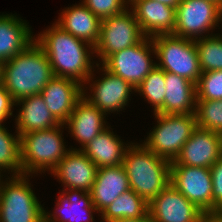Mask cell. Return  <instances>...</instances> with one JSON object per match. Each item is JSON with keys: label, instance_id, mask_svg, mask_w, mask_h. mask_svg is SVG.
Listing matches in <instances>:
<instances>
[{"label": "cell", "instance_id": "cell-12", "mask_svg": "<svg viewBox=\"0 0 222 222\" xmlns=\"http://www.w3.org/2000/svg\"><path fill=\"white\" fill-rule=\"evenodd\" d=\"M170 184L206 215L213 214L210 168L171 165Z\"/></svg>", "mask_w": 222, "mask_h": 222}, {"label": "cell", "instance_id": "cell-28", "mask_svg": "<svg viewBox=\"0 0 222 222\" xmlns=\"http://www.w3.org/2000/svg\"><path fill=\"white\" fill-rule=\"evenodd\" d=\"M135 92H139L151 104L154 113H158L164 106L165 71L155 67L139 84Z\"/></svg>", "mask_w": 222, "mask_h": 222}, {"label": "cell", "instance_id": "cell-14", "mask_svg": "<svg viewBox=\"0 0 222 222\" xmlns=\"http://www.w3.org/2000/svg\"><path fill=\"white\" fill-rule=\"evenodd\" d=\"M153 222H201L206 215L169 184L150 203Z\"/></svg>", "mask_w": 222, "mask_h": 222}, {"label": "cell", "instance_id": "cell-26", "mask_svg": "<svg viewBox=\"0 0 222 222\" xmlns=\"http://www.w3.org/2000/svg\"><path fill=\"white\" fill-rule=\"evenodd\" d=\"M149 204L132 189L123 192L114 202L108 205L100 214V222H112L117 219H134L145 216Z\"/></svg>", "mask_w": 222, "mask_h": 222}, {"label": "cell", "instance_id": "cell-7", "mask_svg": "<svg viewBox=\"0 0 222 222\" xmlns=\"http://www.w3.org/2000/svg\"><path fill=\"white\" fill-rule=\"evenodd\" d=\"M154 116L158 124L153 127L143 144L158 156L174 161L197 127L195 113H154Z\"/></svg>", "mask_w": 222, "mask_h": 222}, {"label": "cell", "instance_id": "cell-6", "mask_svg": "<svg viewBox=\"0 0 222 222\" xmlns=\"http://www.w3.org/2000/svg\"><path fill=\"white\" fill-rule=\"evenodd\" d=\"M156 66L165 72H171L188 79L197 85L201 68L195 40L174 36L172 34L153 36Z\"/></svg>", "mask_w": 222, "mask_h": 222}, {"label": "cell", "instance_id": "cell-19", "mask_svg": "<svg viewBox=\"0 0 222 222\" xmlns=\"http://www.w3.org/2000/svg\"><path fill=\"white\" fill-rule=\"evenodd\" d=\"M104 114L98 107L90 103L85 97H81L67 121L65 128L69 129L71 137L75 138L81 145L80 150L85 147L95 136L103 132L107 126ZM68 126V127H67Z\"/></svg>", "mask_w": 222, "mask_h": 222}, {"label": "cell", "instance_id": "cell-21", "mask_svg": "<svg viewBox=\"0 0 222 222\" xmlns=\"http://www.w3.org/2000/svg\"><path fill=\"white\" fill-rule=\"evenodd\" d=\"M130 189L123 165L98 168L90 191L92 204L101 213L123 192Z\"/></svg>", "mask_w": 222, "mask_h": 222}, {"label": "cell", "instance_id": "cell-38", "mask_svg": "<svg viewBox=\"0 0 222 222\" xmlns=\"http://www.w3.org/2000/svg\"><path fill=\"white\" fill-rule=\"evenodd\" d=\"M218 22H220V24H222V3L219 4ZM221 28H222V25H221ZM217 35L222 38V34H217Z\"/></svg>", "mask_w": 222, "mask_h": 222}, {"label": "cell", "instance_id": "cell-15", "mask_svg": "<svg viewBox=\"0 0 222 222\" xmlns=\"http://www.w3.org/2000/svg\"><path fill=\"white\" fill-rule=\"evenodd\" d=\"M69 149L66 156L49 173L53 174L65 189L90 192L98 167L79 148Z\"/></svg>", "mask_w": 222, "mask_h": 222}, {"label": "cell", "instance_id": "cell-32", "mask_svg": "<svg viewBox=\"0 0 222 222\" xmlns=\"http://www.w3.org/2000/svg\"><path fill=\"white\" fill-rule=\"evenodd\" d=\"M82 3L100 20L120 14L129 8V0H83Z\"/></svg>", "mask_w": 222, "mask_h": 222}, {"label": "cell", "instance_id": "cell-2", "mask_svg": "<svg viewBox=\"0 0 222 222\" xmlns=\"http://www.w3.org/2000/svg\"><path fill=\"white\" fill-rule=\"evenodd\" d=\"M2 84L14 102L40 94L54 77L43 48L34 41L24 51L2 64Z\"/></svg>", "mask_w": 222, "mask_h": 222}, {"label": "cell", "instance_id": "cell-3", "mask_svg": "<svg viewBox=\"0 0 222 222\" xmlns=\"http://www.w3.org/2000/svg\"><path fill=\"white\" fill-rule=\"evenodd\" d=\"M122 165L130 189L148 204L170 184L171 162L150 151L143 143L131 142Z\"/></svg>", "mask_w": 222, "mask_h": 222}, {"label": "cell", "instance_id": "cell-37", "mask_svg": "<svg viewBox=\"0 0 222 222\" xmlns=\"http://www.w3.org/2000/svg\"><path fill=\"white\" fill-rule=\"evenodd\" d=\"M155 1L176 9L181 0H155Z\"/></svg>", "mask_w": 222, "mask_h": 222}, {"label": "cell", "instance_id": "cell-30", "mask_svg": "<svg viewBox=\"0 0 222 222\" xmlns=\"http://www.w3.org/2000/svg\"><path fill=\"white\" fill-rule=\"evenodd\" d=\"M196 125L222 134V100H196Z\"/></svg>", "mask_w": 222, "mask_h": 222}, {"label": "cell", "instance_id": "cell-13", "mask_svg": "<svg viewBox=\"0 0 222 222\" xmlns=\"http://www.w3.org/2000/svg\"><path fill=\"white\" fill-rule=\"evenodd\" d=\"M222 156V135L196 127L171 165L210 168Z\"/></svg>", "mask_w": 222, "mask_h": 222}, {"label": "cell", "instance_id": "cell-35", "mask_svg": "<svg viewBox=\"0 0 222 222\" xmlns=\"http://www.w3.org/2000/svg\"><path fill=\"white\" fill-rule=\"evenodd\" d=\"M112 222H153L152 219H151V216L149 214V212L143 216V217H140V218H134V219H117V220H114Z\"/></svg>", "mask_w": 222, "mask_h": 222}, {"label": "cell", "instance_id": "cell-8", "mask_svg": "<svg viewBox=\"0 0 222 222\" xmlns=\"http://www.w3.org/2000/svg\"><path fill=\"white\" fill-rule=\"evenodd\" d=\"M133 11L126 9L120 14L101 20L99 40L94 47L101 64L113 53L132 47L145 38Z\"/></svg>", "mask_w": 222, "mask_h": 222}, {"label": "cell", "instance_id": "cell-39", "mask_svg": "<svg viewBox=\"0 0 222 222\" xmlns=\"http://www.w3.org/2000/svg\"><path fill=\"white\" fill-rule=\"evenodd\" d=\"M2 78H3V75H2V63H0V85L2 84Z\"/></svg>", "mask_w": 222, "mask_h": 222}, {"label": "cell", "instance_id": "cell-40", "mask_svg": "<svg viewBox=\"0 0 222 222\" xmlns=\"http://www.w3.org/2000/svg\"><path fill=\"white\" fill-rule=\"evenodd\" d=\"M213 1H215V2L218 3V4H221V3H222V0H213Z\"/></svg>", "mask_w": 222, "mask_h": 222}, {"label": "cell", "instance_id": "cell-10", "mask_svg": "<svg viewBox=\"0 0 222 222\" xmlns=\"http://www.w3.org/2000/svg\"><path fill=\"white\" fill-rule=\"evenodd\" d=\"M218 15L219 4L213 0H181L172 35L191 40L212 36L209 32L219 27Z\"/></svg>", "mask_w": 222, "mask_h": 222}, {"label": "cell", "instance_id": "cell-29", "mask_svg": "<svg viewBox=\"0 0 222 222\" xmlns=\"http://www.w3.org/2000/svg\"><path fill=\"white\" fill-rule=\"evenodd\" d=\"M202 73L222 70V38L217 33L195 40Z\"/></svg>", "mask_w": 222, "mask_h": 222}, {"label": "cell", "instance_id": "cell-1", "mask_svg": "<svg viewBox=\"0 0 222 222\" xmlns=\"http://www.w3.org/2000/svg\"><path fill=\"white\" fill-rule=\"evenodd\" d=\"M35 41L49 58L54 76L70 78L84 86L94 73L96 65H93L96 62H91L94 47L64 31L55 22L38 34Z\"/></svg>", "mask_w": 222, "mask_h": 222}, {"label": "cell", "instance_id": "cell-11", "mask_svg": "<svg viewBox=\"0 0 222 222\" xmlns=\"http://www.w3.org/2000/svg\"><path fill=\"white\" fill-rule=\"evenodd\" d=\"M99 66L100 64L97 61L96 67L104 72V74H102L103 77L93 81L94 74L92 73L85 82L87 85L88 83L90 84L89 89L83 86V97L106 115L108 113L110 114V112H120V110H124L125 106L129 103L130 94L133 93V91L135 92L136 89L129 82L106 70L102 65L101 67ZM88 90H91L89 95Z\"/></svg>", "mask_w": 222, "mask_h": 222}, {"label": "cell", "instance_id": "cell-5", "mask_svg": "<svg viewBox=\"0 0 222 222\" xmlns=\"http://www.w3.org/2000/svg\"><path fill=\"white\" fill-rule=\"evenodd\" d=\"M29 177L16 175L3 182L0 176V222H43L44 207L34 194Z\"/></svg>", "mask_w": 222, "mask_h": 222}, {"label": "cell", "instance_id": "cell-27", "mask_svg": "<svg viewBox=\"0 0 222 222\" xmlns=\"http://www.w3.org/2000/svg\"><path fill=\"white\" fill-rule=\"evenodd\" d=\"M10 134L4 125L0 124V176L1 173L8 172L12 176L23 175L21 165L20 135Z\"/></svg>", "mask_w": 222, "mask_h": 222}, {"label": "cell", "instance_id": "cell-22", "mask_svg": "<svg viewBox=\"0 0 222 222\" xmlns=\"http://www.w3.org/2000/svg\"><path fill=\"white\" fill-rule=\"evenodd\" d=\"M59 17L55 22L64 31L95 47L99 40L101 20L82 2L64 8Z\"/></svg>", "mask_w": 222, "mask_h": 222}, {"label": "cell", "instance_id": "cell-25", "mask_svg": "<svg viewBox=\"0 0 222 222\" xmlns=\"http://www.w3.org/2000/svg\"><path fill=\"white\" fill-rule=\"evenodd\" d=\"M16 105L21 107L19 108L18 116L16 115L15 118L16 132L20 136L60 125L47 108L41 94L20 99L15 102Z\"/></svg>", "mask_w": 222, "mask_h": 222}, {"label": "cell", "instance_id": "cell-23", "mask_svg": "<svg viewBox=\"0 0 222 222\" xmlns=\"http://www.w3.org/2000/svg\"><path fill=\"white\" fill-rule=\"evenodd\" d=\"M164 106L161 114H191L196 109V84L171 72H165Z\"/></svg>", "mask_w": 222, "mask_h": 222}, {"label": "cell", "instance_id": "cell-18", "mask_svg": "<svg viewBox=\"0 0 222 222\" xmlns=\"http://www.w3.org/2000/svg\"><path fill=\"white\" fill-rule=\"evenodd\" d=\"M53 213L43 210V222H94L90 192L81 189H62ZM81 214H80V213Z\"/></svg>", "mask_w": 222, "mask_h": 222}, {"label": "cell", "instance_id": "cell-24", "mask_svg": "<svg viewBox=\"0 0 222 222\" xmlns=\"http://www.w3.org/2000/svg\"><path fill=\"white\" fill-rule=\"evenodd\" d=\"M111 132L110 126L95 136L81 151L98 167L122 165L126 150L131 143H125ZM128 145V146H127Z\"/></svg>", "mask_w": 222, "mask_h": 222}, {"label": "cell", "instance_id": "cell-9", "mask_svg": "<svg viewBox=\"0 0 222 222\" xmlns=\"http://www.w3.org/2000/svg\"><path fill=\"white\" fill-rule=\"evenodd\" d=\"M151 53L155 55L152 39L145 37L138 44L108 56L100 65L136 89L156 67V62L151 59Z\"/></svg>", "mask_w": 222, "mask_h": 222}, {"label": "cell", "instance_id": "cell-17", "mask_svg": "<svg viewBox=\"0 0 222 222\" xmlns=\"http://www.w3.org/2000/svg\"><path fill=\"white\" fill-rule=\"evenodd\" d=\"M129 5L146 37L173 34L175 8L155 0H129Z\"/></svg>", "mask_w": 222, "mask_h": 222}, {"label": "cell", "instance_id": "cell-31", "mask_svg": "<svg viewBox=\"0 0 222 222\" xmlns=\"http://www.w3.org/2000/svg\"><path fill=\"white\" fill-rule=\"evenodd\" d=\"M196 92L197 100H222V70L201 73Z\"/></svg>", "mask_w": 222, "mask_h": 222}, {"label": "cell", "instance_id": "cell-33", "mask_svg": "<svg viewBox=\"0 0 222 222\" xmlns=\"http://www.w3.org/2000/svg\"><path fill=\"white\" fill-rule=\"evenodd\" d=\"M213 191V214H222V156L210 167Z\"/></svg>", "mask_w": 222, "mask_h": 222}, {"label": "cell", "instance_id": "cell-20", "mask_svg": "<svg viewBox=\"0 0 222 222\" xmlns=\"http://www.w3.org/2000/svg\"><path fill=\"white\" fill-rule=\"evenodd\" d=\"M28 23L14 14H0V63L24 51L35 41Z\"/></svg>", "mask_w": 222, "mask_h": 222}, {"label": "cell", "instance_id": "cell-16", "mask_svg": "<svg viewBox=\"0 0 222 222\" xmlns=\"http://www.w3.org/2000/svg\"><path fill=\"white\" fill-rule=\"evenodd\" d=\"M82 89L83 85L76 80L54 76L40 94L53 117L64 124L83 96Z\"/></svg>", "mask_w": 222, "mask_h": 222}, {"label": "cell", "instance_id": "cell-4", "mask_svg": "<svg viewBox=\"0 0 222 222\" xmlns=\"http://www.w3.org/2000/svg\"><path fill=\"white\" fill-rule=\"evenodd\" d=\"M60 124L46 130L33 131L20 136L21 165L23 174H42L52 171L66 156V148Z\"/></svg>", "mask_w": 222, "mask_h": 222}, {"label": "cell", "instance_id": "cell-36", "mask_svg": "<svg viewBox=\"0 0 222 222\" xmlns=\"http://www.w3.org/2000/svg\"><path fill=\"white\" fill-rule=\"evenodd\" d=\"M201 222H222V214H208L205 215Z\"/></svg>", "mask_w": 222, "mask_h": 222}, {"label": "cell", "instance_id": "cell-34", "mask_svg": "<svg viewBox=\"0 0 222 222\" xmlns=\"http://www.w3.org/2000/svg\"><path fill=\"white\" fill-rule=\"evenodd\" d=\"M15 102L3 84L0 85V124L13 116Z\"/></svg>", "mask_w": 222, "mask_h": 222}]
</instances>
